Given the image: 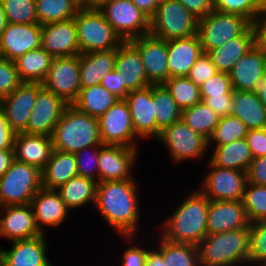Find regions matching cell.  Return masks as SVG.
<instances>
[{"instance_id": "cell-43", "label": "cell", "mask_w": 266, "mask_h": 266, "mask_svg": "<svg viewBox=\"0 0 266 266\" xmlns=\"http://www.w3.org/2000/svg\"><path fill=\"white\" fill-rule=\"evenodd\" d=\"M241 201L250 223L266 220V186L247 182Z\"/></svg>"}, {"instance_id": "cell-61", "label": "cell", "mask_w": 266, "mask_h": 266, "mask_svg": "<svg viewBox=\"0 0 266 266\" xmlns=\"http://www.w3.org/2000/svg\"><path fill=\"white\" fill-rule=\"evenodd\" d=\"M14 159V150H0V177L10 168Z\"/></svg>"}, {"instance_id": "cell-65", "label": "cell", "mask_w": 266, "mask_h": 266, "mask_svg": "<svg viewBox=\"0 0 266 266\" xmlns=\"http://www.w3.org/2000/svg\"><path fill=\"white\" fill-rule=\"evenodd\" d=\"M83 5L87 6V0H81Z\"/></svg>"}, {"instance_id": "cell-59", "label": "cell", "mask_w": 266, "mask_h": 266, "mask_svg": "<svg viewBox=\"0 0 266 266\" xmlns=\"http://www.w3.org/2000/svg\"><path fill=\"white\" fill-rule=\"evenodd\" d=\"M158 241V244H156L158 247L150 249V246H148V255L145 261V266H163L162 237L160 235Z\"/></svg>"}, {"instance_id": "cell-13", "label": "cell", "mask_w": 266, "mask_h": 266, "mask_svg": "<svg viewBox=\"0 0 266 266\" xmlns=\"http://www.w3.org/2000/svg\"><path fill=\"white\" fill-rule=\"evenodd\" d=\"M42 85L68 105H72L77 100L81 89L79 55L54 58Z\"/></svg>"}, {"instance_id": "cell-47", "label": "cell", "mask_w": 266, "mask_h": 266, "mask_svg": "<svg viewBox=\"0 0 266 266\" xmlns=\"http://www.w3.org/2000/svg\"><path fill=\"white\" fill-rule=\"evenodd\" d=\"M100 146L84 148L75 153L78 175L92 179L99 183V158Z\"/></svg>"}, {"instance_id": "cell-7", "label": "cell", "mask_w": 266, "mask_h": 266, "mask_svg": "<svg viewBox=\"0 0 266 266\" xmlns=\"http://www.w3.org/2000/svg\"><path fill=\"white\" fill-rule=\"evenodd\" d=\"M198 18L177 0H160L150 18L149 34L165 41L183 39L197 34Z\"/></svg>"}, {"instance_id": "cell-19", "label": "cell", "mask_w": 266, "mask_h": 266, "mask_svg": "<svg viewBox=\"0 0 266 266\" xmlns=\"http://www.w3.org/2000/svg\"><path fill=\"white\" fill-rule=\"evenodd\" d=\"M41 47L53 58L79 55L74 18L41 25Z\"/></svg>"}, {"instance_id": "cell-26", "label": "cell", "mask_w": 266, "mask_h": 266, "mask_svg": "<svg viewBox=\"0 0 266 266\" xmlns=\"http://www.w3.org/2000/svg\"><path fill=\"white\" fill-rule=\"evenodd\" d=\"M115 69L129 91L152 85L148 80L139 51L129 42H123L116 50Z\"/></svg>"}, {"instance_id": "cell-57", "label": "cell", "mask_w": 266, "mask_h": 266, "mask_svg": "<svg viewBox=\"0 0 266 266\" xmlns=\"http://www.w3.org/2000/svg\"><path fill=\"white\" fill-rule=\"evenodd\" d=\"M16 133L9 126L3 109L0 107V150H14Z\"/></svg>"}, {"instance_id": "cell-42", "label": "cell", "mask_w": 266, "mask_h": 266, "mask_svg": "<svg viewBox=\"0 0 266 266\" xmlns=\"http://www.w3.org/2000/svg\"><path fill=\"white\" fill-rule=\"evenodd\" d=\"M248 130L247 126L232 114L220 117L218 124L208 139V146L212 144L221 146L245 138Z\"/></svg>"}, {"instance_id": "cell-17", "label": "cell", "mask_w": 266, "mask_h": 266, "mask_svg": "<svg viewBox=\"0 0 266 266\" xmlns=\"http://www.w3.org/2000/svg\"><path fill=\"white\" fill-rule=\"evenodd\" d=\"M45 235L11 241L10 249L0 247V266H53L47 257L49 243Z\"/></svg>"}, {"instance_id": "cell-50", "label": "cell", "mask_w": 266, "mask_h": 266, "mask_svg": "<svg viewBox=\"0 0 266 266\" xmlns=\"http://www.w3.org/2000/svg\"><path fill=\"white\" fill-rule=\"evenodd\" d=\"M216 66L212 63L207 53H202L196 63L191 67L187 77L197 86H201L210 77L217 73Z\"/></svg>"}, {"instance_id": "cell-52", "label": "cell", "mask_w": 266, "mask_h": 266, "mask_svg": "<svg viewBox=\"0 0 266 266\" xmlns=\"http://www.w3.org/2000/svg\"><path fill=\"white\" fill-rule=\"evenodd\" d=\"M245 139L253 158L266 156V128L248 130Z\"/></svg>"}, {"instance_id": "cell-5", "label": "cell", "mask_w": 266, "mask_h": 266, "mask_svg": "<svg viewBox=\"0 0 266 266\" xmlns=\"http://www.w3.org/2000/svg\"><path fill=\"white\" fill-rule=\"evenodd\" d=\"M80 54L117 49L124 41L96 6H83L75 15Z\"/></svg>"}, {"instance_id": "cell-2", "label": "cell", "mask_w": 266, "mask_h": 266, "mask_svg": "<svg viewBox=\"0 0 266 266\" xmlns=\"http://www.w3.org/2000/svg\"><path fill=\"white\" fill-rule=\"evenodd\" d=\"M195 190V191H194ZM184 198L173 215L160 228V236L172 243L197 246L207 235V219L210 200L198 189Z\"/></svg>"}, {"instance_id": "cell-33", "label": "cell", "mask_w": 266, "mask_h": 266, "mask_svg": "<svg viewBox=\"0 0 266 266\" xmlns=\"http://www.w3.org/2000/svg\"><path fill=\"white\" fill-rule=\"evenodd\" d=\"M210 148L213 150L208 161L213 166L247 171L253 160L245 138L221 146H208Z\"/></svg>"}, {"instance_id": "cell-58", "label": "cell", "mask_w": 266, "mask_h": 266, "mask_svg": "<svg viewBox=\"0 0 266 266\" xmlns=\"http://www.w3.org/2000/svg\"><path fill=\"white\" fill-rule=\"evenodd\" d=\"M253 27L256 32V44L266 49V4L258 13Z\"/></svg>"}, {"instance_id": "cell-36", "label": "cell", "mask_w": 266, "mask_h": 266, "mask_svg": "<svg viewBox=\"0 0 266 266\" xmlns=\"http://www.w3.org/2000/svg\"><path fill=\"white\" fill-rule=\"evenodd\" d=\"M119 98L101 84L81 87L77 100L72 104L80 112L99 118L113 106Z\"/></svg>"}, {"instance_id": "cell-23", "label": "cell", "mask_w": 266, "mask_h": 266, "mask_svg": "<svg viewBox=\"0 0 266 266\" xmlns=\"http://www.w3.org/2000/svg\"><path fill=\"white\" fill-rule=\"evenodd\" d=\"M242 201L210 200L207 219L208 234L249 228Z\"/></svg>"}, {"instance_id": "cell-39", "label": "cell", "mask_w": 266, "mask_h": 266, "mask_svg": "<svg viewBox=\"0 0 266 266\" xmlns=\"http://www.w3.org/2000/svg\"><path fill=\"white\" fill-rule=\"evenodd\" d=\"M220 117L203 101L182 110L181 120L192 131L202 134L207 140L212 135Z\"/></svg>"}, {"instance_id": "cell-15", "label": "cell", "mask_w": 266, "mask_h": 266, "mask_svg": "<svg viewBox=\"0 0 266 266\" xmlns=\"http://www.w3.org/2000/svg\"><path fill=\"white\" fill-rule=\"evenodd\" d=\"M42 88L41 83L23 82L10 95L0 100L5 118L15 133H21L27 128L37 94Z\"/></svg>"}, {"instance_id": "cell-18", "label": "cell", "mask_w": 266, "mask_h": 266, "mask_svg": "<svg viewBox=\"0 0 266 266\" xmlns=\"http://www.w3.org/2000/svg\"><path fill=\"white\" fill-rule=\"evenodd\" d=\"M140 53L146 76L152 84L169 79L167 41L151 34L129 41Z\"/></svg>"}, {"instance_id": "cell-20", "label": "cell", "mask_w": 266, "mask_h": 266, "mask_svg": "<svg viewBox=\"0 0 266 266\" xmlns=\"http://www.w3.org/2000/svg\"><path fill=\"white\" fill-rule=\"evenodd\" d=\"M41 47V25L8 23L0 37V57L14 61Z\"/></svg>"}, {"instance_id": "cell-30", "label": "cell", "mask_w": 266, "mask_h": 266, "mask_svg": "<svg viewBox=\"0 0 266 266\" xmlns=\"http://www.w3.org/2000/svg\"><path fill=\"white\" fill-rule=\"evenodd\" d=\"M116 50L79 54L81 87L101 84L104 76L115 69Z\"/></svg>"}, {"instance_id": "cell-16", "label": "cell", "mask_w": 266, "mask_h": 266, "mask_svg": "<svg viewBox=\"0 0 266 266\" xmlns=\"http://www.w3.org/2000/svg\"><path fill=\"white\" fill-rule=\"evenodd\" d=\"M67 106L63 99L43 87L37 94L27 128L23 132L51 137Z\"/></svg>"}, {"instance_id": "cell-28", "label": "cell", "mask_w": 266, "mask_h": 266, "mask_svg": "<svg viewBox=\"0 0 266 266\" xmlns=\"http://www.w3.org/2000/svg\"><path fill=\"white\" fill-rule=\"evenodd\" d=\"M169 78L187 76L191 67L202 55L198 35L167 41Z\"/></svg>"}, {"instance_id": "cell-12", "label": "cell", "mask_w": 266, "mask_h": 266, "mask_svg": "<svg viewBox=\"0 0 266 266\" xmlns=\"http://www.w3.org/2000/svg\"><path fill=\"white\" fill-rule=\"evenodd\" d=\"M102 144L124 145L137 148L140 138L134 130L127 103L119 99L109 110L98 118Z\"/></svg>"}, {"instance_id": "cell-53", "label": "cell", "mask_w": 266, "mask_h": 266, "mask_svg": "<svg viewBox=\"0 0 266 266\" xmlns=\"http://www.w3.org/2000/svg\"><path fill=\"white\" fill-rule=\"evenodd\" d=\"M247 174V182L266 186V156L253 158Z\"/></svg>"}, {"instance_id": "cell-62", "label": "cell", "mask_w": 266, "mask_h": 266, "mask_svg": "<svg viewBox=\"0 0 266 266\" xmlns=\"http://www.w3.org/2000/svg\"><path fill=\"white\" fill-rule=\"evenodd\" d=\"M252 92L259 96V99L266 107V74L255 82Z\"/></svg>"}, {"instance_id": "cell-25", "label": "cell", "mask_w": 266, "mask_h": 266, "mask_svg": "<svg viewBox=\"0 0 266 266\" xmlns=\"http://www.w3.org/2000/svg\"><path fill=\"white\" fill-rule=\"evenodd\" d=\"M31 206L34 211L39 230L46 234L45 227H60L71 211L54 189L41 188L32 198Z\"/></svg>"}, {"instance_id": "cell-44", "label": "cell", "mask_w": 266, "mask_h": 266, "mask_svg": "<svg viewBox=\"0 0 266 266\" xmlns=\"http://www.w3.org/2000/svg\"><path fill=\"white\" fill-rule=\"evenodd\" d=\"M8 23H38L35 0H0Z\"/></svg>"}, {"instance_id": "cell-22", "label": "cell", "mask_w": 266, "mask_h": 266, "mask_svg": "<svg viewBox=\"0 0 266 266\" xmlns=\"http://www.w3.org/2000/svg\"><path fill=\"white\" fill-rule=\"evenodd\" d=\"M124 100L128 105L135 133L140 138L150 137V139L154 138L156 140V109L152 96V85L130 91Z\"/></svg>"}, {"instance_id": "cell-11", "label": "cell", "mask_w": 266, "mask_h": 266, "mask_svg": "<svg viewBox=\"0 0 266 266\" xmlns=\"http://www.w3.org/2000/svg\"><path fill=\"white\" fill-rule=\"evenodd\" d=\"M207 162L208 172L197 189L209 200L241 201L247 184L246 171L213 166Z\"/></svg>"}, {"instance_id": "cell-40", "label": "cell", "mask_w": 266, "mask_h": 266, "mask_svg": "<svg viewBox=\"0 0 266 266\" xmlns=\"http://www.w3.org/2000/svg\"><path fill=\"white\" fill-rule=\"evenodd\" d=\"M163 85L171 94L181 110L201 102L200 87L187 76H175L167 79Z\"/></svg>"}, {"instance_id": "cell-29", "label": "cell", "mask_w": 266, "mask_h": 266, "mask_svg": "<svg viewBox=\"0 0 266 266\" xmlns=\"http://www.w3.org/2000/svg\"><path fill=\"white\" fill-rule=\"evenodd\" d=\"M255 44L256 32L252 24L241 36L230 39L207 54L217 71L229 73L238 59L246 55Z\"/></svg>"}, {"instance_id": "cell-6", "label": "cell", "mask_w": 266, "mask_h": 266, "mask_svg": "<svg viewBox=\"0 0 266 266\" xmlns=\"http://www.w3.org/2000/svg\"><path fill=\"white\" fill-rule=\"evenodd\" d=\"M41 188V170L14 159L0 177V207L31 204Z\"/></svg>"}, {"instance_id": "cell-32", "label": "cell", "mask_w": 266, "mask_h": 266, "mask_svg": "<svg viewBox=\"0 0 266 266\" xmlns=\"http://www.w3.org/2000/svg\"><path fill=\"white\" fill-rule=\"evenodd\" d=\"M232 115L238 117L249 130L266 128V107L252 91L234 90Z\"/></svg>"}, {"instance_id": "cell-55", "label": "cell", "mask_w": 266, "mask_h": 266, "mask_svg": "<svg viewBox=\"0 0 266 266\" xmlns=\"http://www.w3.org/2000/svg\"><path fill=\"white\" fill-rule=\"evenodd\" d=\"M203 102L218 114L219 117L232 114L233 95H223L217 97H207Z\"/></svg>"}, {"instance_id": "cell-45", "label": "cell", "mask_w": 266, "mask_h": 266, "mask_svg": "<svg viewBox=\"0 0 266 266\" xmlns=\"http://www.w3.org/2000/svg\"><path fill=\"white\" fill-rule=\"evenodd\" d=\"M263 6L264 0H214V10L243 16L252 24Z\"/></svg>"}, {"instance_id": "cell-56", "label": "cell", "mask_w": 266, "mask_h": 266, "mask_svg": "<svg viewBox=\"0 0 266 266\" xmlns=\"http://www.w3.org/2000/svg\"><path fill=\"white\" fill-rule=\"evenodd\" d=\"M191 14L200 19L214 10V0H177Z\"/></svg>"}, {"instance_id": "cell-34", "label": "cell", "mask_w": 266, "mask_h": 266, "mask_svg": "<svg viewBox=\"0 0 266 266\" xmlns=\"http://www.w3.org/2000/svg\"><path fill=\"white\" fill-rule=\"evenodd\" d=\"M53 59L42 47H39L16 58L14 64L22 82L42 84Z\"/></svg>"}, {"instance_id": "cell-14", "label": "cell", "mask_w": 266, "mask_h": 266, "mask_svg": "<svg viewBox=\"0 0 266 266\" xmlns=\"http://www.w3.org/2000/svg\"><path fill=\"white\" fill-rule=\"evenodd\" d=\"M140 148L102 144L99 150V182L136 179L133 176ZM134 164V165H133Z\"/></svg>"}, {"instance_id": "cell-10", "label": "cell", "mask_w": 266, "mask_h": 266, "mask_svg": "<svg viewBox=\"0 0 266 266\" xmlns=\"http://www.w3.org/2000/svg\"><path fill=\"white\" fill-rule=\"evenodd\" d=\"M162 143L176 164L206 157L208 140L191 130L181 119L166 127L156 138ZM179 162V163H178Z\"/></svg>"}, {"instance_id": "cell-24", "label": "cell", "mask_w": 266, "mask_h": 266, "mask_svg": "<svg viewBox=\"0 0 266 266\" xmlns=\"http://www.w3.org/2000/svg\"><path fill=\"white\" fill-rule=\"evenodd\" d=\"M266 74V49L255 44L240 57L229 72L233 90L252 91L255 82Z\"/></svg>"}, {"instance_id": "cell-49", "label": "cell", "mask_w": 266, "mask_h": 266, "mask_svg": "<svg viewBox=\"0 0 266 266\" xmlns=\"http://www.w3.org/2000/svg\"><path fill=\"white\" fill-rule=\"evenodd\" d=\"M14 61L0 57V100L22 84Z\"/></svg>"}, {"instance_id": "cell-9", "label": "cell", "mask_w": 266, "mask_h": 266, "mask_svg": "<svg viewBox=\"0 0 266 266\" xmlns=\"http://www.w3.org/2000/svg\"><path fill=\"white\" fill-rule=\"evenodd\" d=\"M251 25L243 16L213 10L198 19L197 35L203 52L208 53L230 39L241 36Z\"/></svg>"}, {"instance_id": "cell-35", "label": "cell", "mask_w": 266, "mask_h": 266, "mask_svg": "<svg viewBox=\"0 0 266 266\" xmlns=\"http://www.w3.org/2000/svg\"><path fill=\"white\" fill-rule=\"evenodd\" d=\"M98 182L76 175L56 189L62 201L70 210L93 203L95 205Z\"/></svg>"}, {"instance_id": "cell-46", "label": "cell", "mask_w": 266, "mask_h": 266, "mask_svg": "<svg viewBox=\"0 0 266 266\" xmlns=\"http://www.w3.org/2000/svg\"><path fill=\"white\" fill-rule=\"evenodd\" d=\"M266 260V220L250 223L249 266H259Z\"/></svg>"}, {"instance_id": "cell-38", "label": "cell", "mask_w": 266, "mask_h": 266, "mask_svg": "<svg viewBox=\"0 0 266 266\" xmlns=\"http://www.w3.org/2000/svg\"><path fill=\"white\" fill-rule=\"evenodd\" d=\"M152 96L155 101L158 137L163 129L181 119L182 110L163 84H152Z\"/></svg>"}, {"instance_id": "cell-3", "label": "cell", "mask_w": 266, "mask_h": 266, "mask_svg": "<svg viewBox=\"0 0 266 266\" xmlns=\"http://www.w3.org/2000/svg\"><path fill=\"white\" fill-rule=\"evenodd\" d=\"M197 249L200 266H248L249 228L208 234Z\"/></svg>"}, {"instance_id": "cell-63", "label": "cell", "mask_w": 266, "mask_h": 266, "mask_svg": "<svg viewBox=\"0 0 266 266\" xmlns=\"http://www.w3.org/2000/svg\"><path fill=\"white\" fill-rule=\"evenodd\" d=\"M8 22L6 19V14L2 8V5L0 3V37L3 33V31L5 30L6 26H7Z\"/></svg>"}, {"instance_id": "cell-51", "label": "cell", "mask_w": 266, "mask_h": 266, "mask_svg": "<svg viewBox=\"0 0 266 266\" xmlns=\"http://www.w3.org/2000/svg\"><path fill=\"white\" fill-rule=\"evenodd\" d=\"M119 237L123 238V240H126L127 241L126 243L129 244L131 243V241L136 240L134 242L135 246L132 245L122 252L121 266H145V261L148 255V248H145V246L140 247L138 243L136 245V242H138L136 236H119Z\"/></svg>"}, {"instance_id": "cell-60", "label": "cell", "mask_w": 266, "mask_h": 266, "mask_svg": "<svg viewBox=\"0 0 266 266\" xmlns=\"http://www.w3.org/2000/svg\"><path fill=\"white\" fill-rule=\"evenodd\" d=\"M139 10L151 18L158 8L160 0H131Z\"/></svg>"}, {"instance_id": "cell-54", "label": "cell", "mask_w": 266, "mask_h": 266, "mask_svg": "<svg viewBox=\"0 0 266 266\" xmlns=\"http://www.w3.org/2000/svg\"><path fill=\"white\" fill-rule=\"evenodd\" d=\"M101 85L119 99H124L130 92L122 83L120 73L116 69L104 76Z\"/></svg>"}, {"instance_id": "cell-37", "label": "cell", "mask_w": 266, "mask_h": 266, "mask_svg": "<svg viewBox=\"0 0 266 266\" xmlns=\"http://www.w3.org/2000/svg\"><path fill=\"white\" fill-rule=\"evenodd\" d=\"M83 6L81 0H35L38 24L72 19Z\"/></svg>"}, {"instance_id": "cell-64", "label": "cell", "mask_w": 266, "mask_h": 266, "mask_svg": "<svg viewBox=\"0 0 266 266\" xmlns=\"http://www.w3.org/2000/svg\"><path fill=\"white\" fill-rule=\"evenodd\" d=\"M101 0H87V6H95L97 5Z\"/></svg>"}, {"instance_id": "cell-21", "label": "cell", "mask_w": 266, "mask_h": 266, "mask_svg": "<svg viewBox=\"0 0 266 266\" xmlns=\"http://www.w3.org/2000/svg\"><path fill=\"white\" fill-rule=\"evenodd\" d=\"M43 235L31 204L0 207V236L11 241Z\"/></svg>"}, {"instance_id": "cell-41", "label": "cell", "mask_w": 266, "mask_h": 266, "mask_svg": "<svg viewBox=\"0 0 266 266\" xmlns=\"http://www.w3.org/2000/svg\"><path fill=\"white\" fill-rule=\"evenodd\" d=\"M163 266H200L197 246L162 238Z\"/></svg>"}, {"instance_id": "cell-4", "label": "cell", "mask_w": 266, "mask_h": 266, "mask_svg": "<svg viewBox=\"0 0 266 266\" xmlns=\"http://www.w3.org/2000/svg\"><path fill=\"white\" fill-rule=\"evenodd\" d=\"M51 137L54 149L73 154L102 145L98 118L80 112L73 105L66 107Z\"/></svg>"}, {"instance_id": "cell-31", "label": "cell", "mask_w": 266, "mask_h": 266, "mask_svg": "<svg viewBox=\"0 0 266 266\" xmlns=\"http://www.w3.org/2000/svg\"><path fill=\"white\" fill-rule=\"evenodd\" d=\"M41 174L42 187L56 190L78 175L75 154L54 149L50 160L41 170Z\"/></svg>"}, {"instance_id": "cell-8", "label": "cell", "mask_w": 266, "mask_h": 266, "mask_svg": "<svg viewBox=\"0 0 266 266\" xmlns=\"http://www.w3.org/2000/svg\"><path fill=\"white\" fill-rule=\"evenodd\" d=\"M95 6L124 42L149 34L150 18L131 0H101Z\"/></svg>"}, {"instance_id": "cell-27", "label": "cell", "mask_w": 266, "mask_h": 266, "mask_svg": "<svg viewBox=\"0 0 266 266\" xmlns=\"http://www.w3.org/2000/svg\"><path fill=\"white\" fill-rule=\"evenodd\" d=\"M53 150L52 137L24 132L15 135L14 157L17 161L42 170L50 160Z\"/></svg>"}, {"instance_id": "cell-48", "label": "cell", "mask_w": 266, "mask_h": 266, "mask_svg": "<svg viewBox=\"0 0 266 266\" xmlns=\"http://www.w3.org/2000/svg\"><path fill=\"white\" fill-rule=\"evenodd\" d=\"M229 73L217 72L200 86V96L203 101L207 97L233 95Z\"/></svg>"}, {"instance_id": "cell-1", "label": "cell", "mask_w": 266, "mask_h": 266, "mask_svg": "<svg viewBox=\"0 0 266 266\" xmlns=\"http://www.w3.org/2000/svg\"><path fill=\"white\" fill-rule=\"evenodd\" d=\"M138 183L135 179L97 184L95 209L120 236H138L141 217ZM117 231V232H116Z\"/></svg>"}, {"instance_id": "cell-66", "label": "cell", "mask_w": 266, "mask_h": 266, "mask_svg": "<svg viewBox=\"0 0 266 266\" xmlns=\"http://www.w3.org/2000/svg\"><path fill=\"white\" fill-rule=\"evenodd\" d=\"M259 266H266V260L263 261Z\"/></svg>"}]
</instances>
